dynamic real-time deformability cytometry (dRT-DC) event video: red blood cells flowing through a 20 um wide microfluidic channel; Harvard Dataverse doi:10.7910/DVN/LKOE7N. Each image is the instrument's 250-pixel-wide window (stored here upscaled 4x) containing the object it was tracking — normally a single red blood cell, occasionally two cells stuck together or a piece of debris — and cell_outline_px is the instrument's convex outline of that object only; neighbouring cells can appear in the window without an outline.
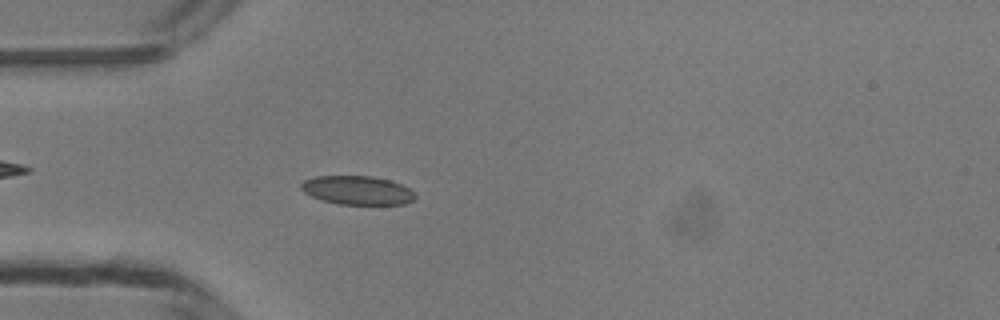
{"species": "common noctule bat (a hibernating species)", "species_latin": "Nyctalus noctula", "temperature_condition": "room temperature", "stored_images_in_passage": 49, "camera_frame_rate_fps": 3000, "um_per_image_px": 0.085, "animal": {"sex": "male", "body_mass_g": 13.3}, "frame": {"image": 1, "passage_image": 14, "time_ms": 4.333, "image_size_px": [1000, 320], "cell_outline_px": [[416, 196], [412, 200], [404, 204], [340, 204], [324, 200], [312, 196], [304, 192], [300, 188], [300, 184], [304, 180], [316, 176], [372, 176], [388, 180], [400, 184], [408, 188]], "centroid_in_image_um": [30.34, 16.16], "position_along_channel_um": 54.7, "area_um2": 18.84}}
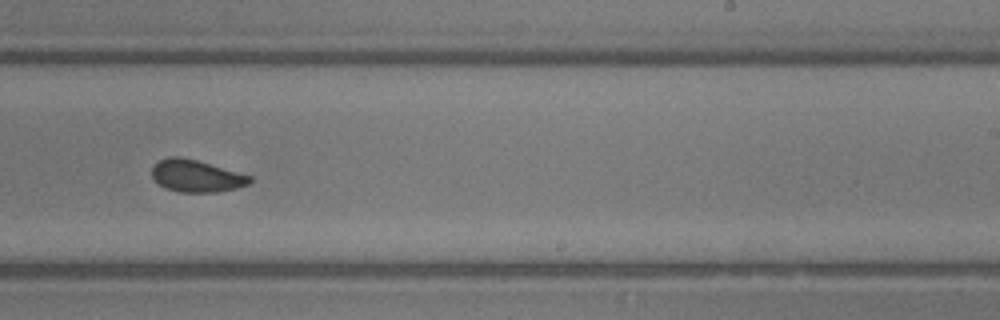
{"frame": {"image": 2, "passage_image": 30, "time_ms": 9.667, "image_size_px": [1000, 320], "cell_outline_px": [[252, 180], [248, 184], [236, 188], [220, 192], [180, 192], [164, 188], [152, 176], [152, 168], [160, 160], [172, 156], [176, 156], [196, 160], [252, 176]], "centroid_in_image_um": [16.7, 14.97], "position_along_channel_um": 272.3, "area_um2": 18.09}}
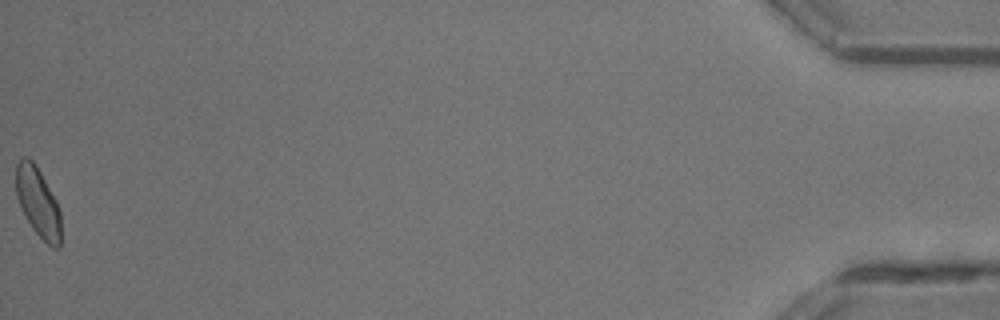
{"frame": {"image": 3, "passage_image": 49, "time_ms": 16.0, "image_size_px": [1000, 320], "cell_outline_px": [[60, 248], [52, 248], [32, 228], [20, 208], [16, 196], [16, 164], [20, 156], [24, 156], [32, 160], [36, 164], [56, 200], [60, 208]], "centroid_in_image_um": [3.21, 17.16], "position_along_channel_um": 432.0, "area_um2": 18.32}, "authors_computed_cell_mechanics": {"area_um2": 18.7272, "velocity_mm_per_s": 4.189, "shape_relaxation_time_tau1_ms": 4.2728, "shape_relaxation_time_tau2_ms": 1.2875, "deformation_change_tau1": 0.0899, "deformation_change_tau2": 0.0473}}